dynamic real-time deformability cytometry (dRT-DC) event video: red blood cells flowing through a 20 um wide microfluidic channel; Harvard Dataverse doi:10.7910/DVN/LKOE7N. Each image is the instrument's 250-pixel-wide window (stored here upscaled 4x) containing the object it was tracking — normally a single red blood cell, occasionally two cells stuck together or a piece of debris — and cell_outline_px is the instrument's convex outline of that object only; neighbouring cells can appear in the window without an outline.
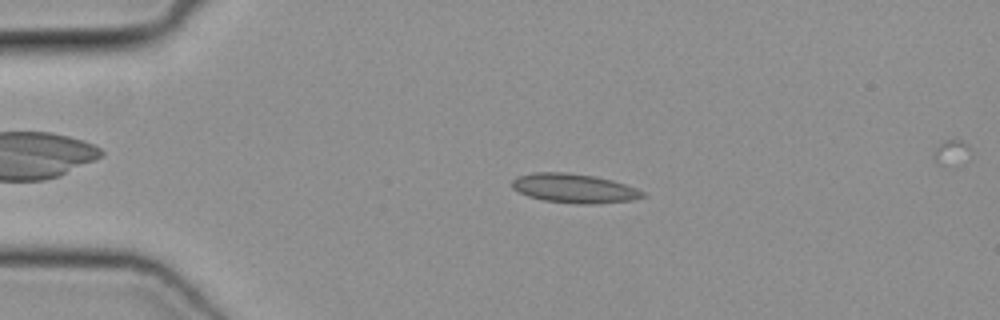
{"species": "common noctule bat (a hibernating species)", "species_latin": "Nyctalus noctula", "temperature_condition": "cold", "stored_images_in_passage": 49, "camera_frame_rate_fps": 3000, "um_per_image_px": 0.085, "animal": {"sex": "female", "body_mass_g": 19.3, "forearm_length_mm": 54.1}, "frame": {"image": 1, "passage_image": 10, "time_ms": 3.0, "image_size_px": [1000, 320], "cell_outline_px": [[648, 196], [636, 200], [596, 204], [576, 204], [544, 200], [528, 196], [512, 188], [512, 180], [516, 176], [532, 172], [564, 172], [596, 176], [612, 180], [636, 188], [644, 192]], "centroid_in_image_um": [48.83, 16.01], "position_along_channel_um": 36.2, "area_um2": 22.48}}
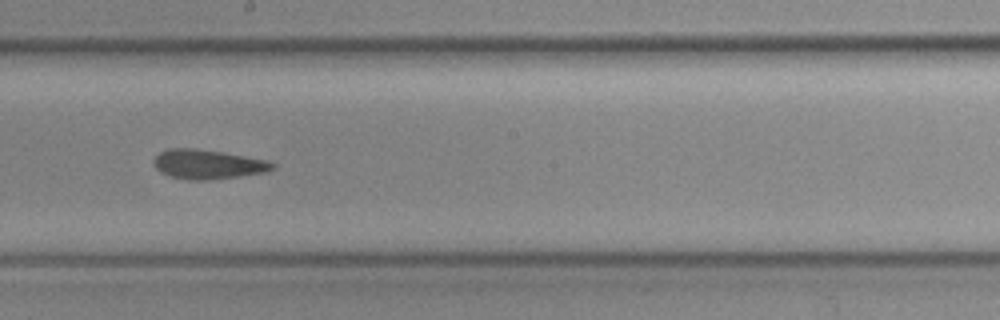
{"frame": {"image": 2, "passage_image": 27, "time_ms": 8.667, "image_size_px": [1000, 320], "cell_outline_px": [[276, 168], [268, 172], [240, 176], [208, 180], [188, 180], [168, 176], [160, 172], [152, 164], [152, 160], [160, 152], [168, 148], [196, 148], [268, 160], [276, 164]], "centroid_in_image_um": [17.66, 13.97], "position_along_channel_um": 230.5, "area_um2": 20.58}}
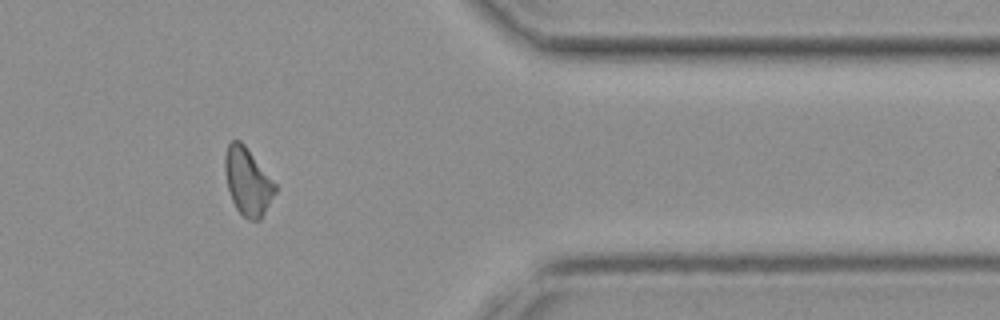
{"frame": {"image": 3, "passage_image": 40, "time_ms": 13.0, "image_size_px": [1000, 320], "cell_outline_px": [[276, 192], [260, 220], [248, 220], [236, 208], [232, 200], [228, 188], [224, 172], [224, 156], [228, 144], [232, 140], [240, 140], [244, 144], [276, 184]], "centroid_in_image_um": [21.04, 15.42], "position_along_channel_um": 390.4, "area_um2": 19.59}}